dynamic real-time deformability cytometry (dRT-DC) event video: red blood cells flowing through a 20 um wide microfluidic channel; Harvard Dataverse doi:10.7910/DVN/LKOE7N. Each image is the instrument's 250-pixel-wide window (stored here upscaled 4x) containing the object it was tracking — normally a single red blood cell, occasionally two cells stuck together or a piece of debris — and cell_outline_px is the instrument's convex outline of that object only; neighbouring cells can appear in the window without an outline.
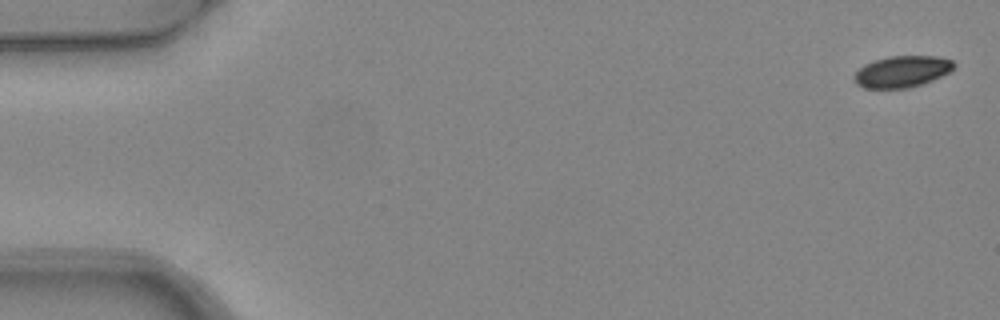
{"species": "common noctule bat (a hibernating species)", "species_latin": "Nyctalus noctula", "temperature_condition": "warm", "stored_images_in_passage": 4, "camera_frame_rate_fps": 3000, "um_per_image_px": 0.085, "animal": {"sex": "female", "body_mass_g": 24.6, "forearm_length_mm": 56.2}, "frame": {"image": 1, "passage_image": 1, "time_ms": 0.0, "image_size_px": [1000, 320], "cell_outline_px": [[956, 64], [948, 72], [932, 80], [908, 88], [864, 88], [856, 84], [852, 76], [864, 64], [888, 56], [936, 56], [952, 60]], "centroid_in_image_um": [76.64, 6.08], "position_along_channel_um": 8.4, "area_um2": 18.15}}